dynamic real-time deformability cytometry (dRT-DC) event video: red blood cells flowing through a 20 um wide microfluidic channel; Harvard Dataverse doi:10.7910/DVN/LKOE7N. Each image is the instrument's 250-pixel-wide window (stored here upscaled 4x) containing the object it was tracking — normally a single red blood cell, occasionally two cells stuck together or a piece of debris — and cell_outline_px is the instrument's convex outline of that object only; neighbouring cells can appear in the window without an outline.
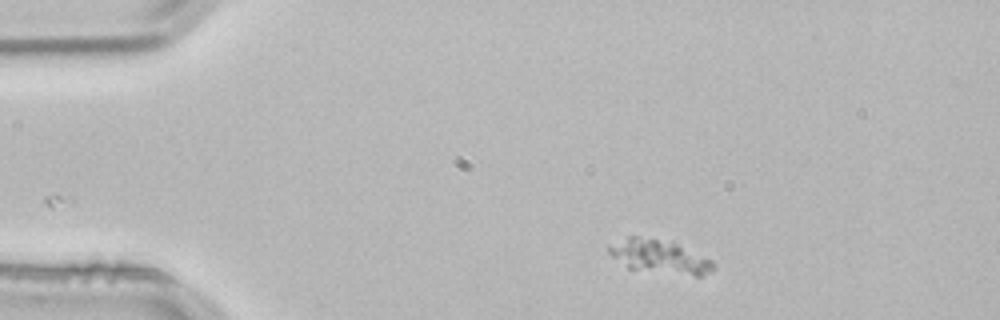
{"species": "common noctule bat (a hibernating species)", "species_latin": "Nyctalus noctula", "temperature_condition": "room temperature", "stored_images_in_passage": 2, "camera_frame_rate_fps": 3000, "um_per_image_px": 0.085, "animal": {"sex": "male", "body_mass_g": 21.5, "forearm_length_mm": 52.0}, "frame": {"image": 1, "passage_image": 1, "time_ms": 0.0, "image_size_px": [1000, 320], "cell_outline_px": [[712, 268], [708, 272], [700, 276], [696, 276], [628, 268], [612, 256], [608, 252], [608, 244], [628, 236], [636, 236], [672, 240], [712, 260]], "centroid_in_image_um": [56.02, 21.77], "position_along_channel_um": 29.0, "area_um2": 20.4}}